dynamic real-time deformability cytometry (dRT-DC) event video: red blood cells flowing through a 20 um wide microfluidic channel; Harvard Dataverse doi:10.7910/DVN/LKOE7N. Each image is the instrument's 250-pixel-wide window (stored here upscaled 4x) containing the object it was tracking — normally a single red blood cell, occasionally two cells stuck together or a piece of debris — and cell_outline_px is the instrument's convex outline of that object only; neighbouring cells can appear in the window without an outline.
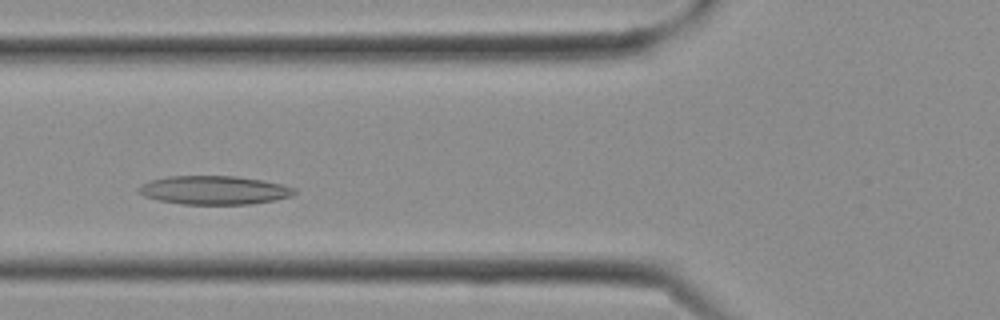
{"species": "Egyptian fruit bat (a non-hibernating species)", "species_latin": "Rousettus aegyptiacus", "temperature_condition": "cold", "stored_images_in_passage": 25, "camera_frame_rate_fps": 3000, "um_per_image_px": 0.085, "frame": {"image": 1, "passage_image": 7, "time_ms": 2.0, "image_size_px": [1000, 320], "cell_outline_px": [[296, 192], [292, 196], [276, 200], [252, 204], [184, 204], [156, 200], [144, 196], [136, 188], [140, 184], [148, 180], [168, 176], [236, 176], [260, 180], [280, 184], [296, 188]], "centroid_in_image_um": [18.17, 16.16], "position_along_channel_um": 107.6, "area_um2": 26.13}}
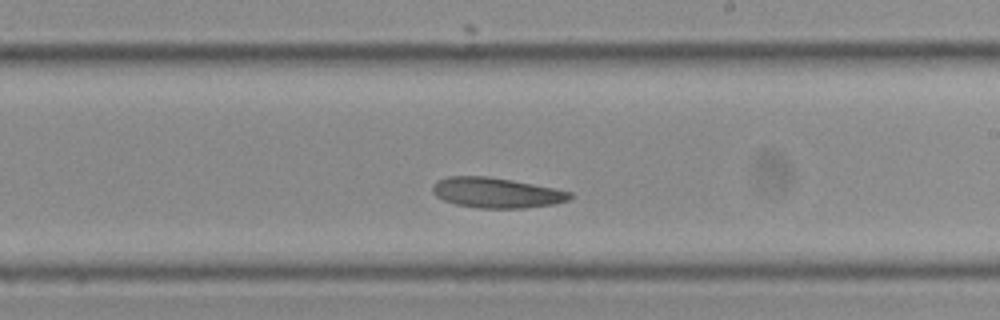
{"frame": {"image": 2, "passage_image": 13, "time_ms": 4.0, "image_size_px": [1000, 320], "cell_outline_px": [[572, 196], [568, 200], [556, 204], [524, 208], [476, 208], [456, 204], [444, 200], [436, 196], [432, 192], [432, 188], [440, 180], [448, 176], [488, 176], [512, 180], [572, 192]], "centroid_in_image_um": [42.21, 16.39], "position_along_channel_um": 246.8, "area_um2": 24.04}}
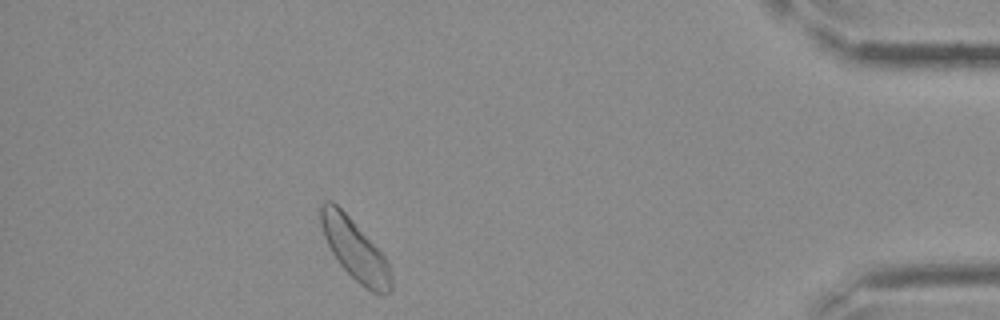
{"frame": {"image": 3, "passage_image": 22, "time_ms": 7.0, "image_size_px": [1000, 320], "cell_outline_px": [[392, 292], [372, 292], [364, 288], [340, 264], [332, 252], [324, 236], [320, 224], [320, 204], [324, 200], [332, 200], [352, 220], [388, 260], [392, 276]], "centroid_in_image_um": [30.16, 21.21], "position_along_channel_um": 405.0, "area_um2": 24.57}}